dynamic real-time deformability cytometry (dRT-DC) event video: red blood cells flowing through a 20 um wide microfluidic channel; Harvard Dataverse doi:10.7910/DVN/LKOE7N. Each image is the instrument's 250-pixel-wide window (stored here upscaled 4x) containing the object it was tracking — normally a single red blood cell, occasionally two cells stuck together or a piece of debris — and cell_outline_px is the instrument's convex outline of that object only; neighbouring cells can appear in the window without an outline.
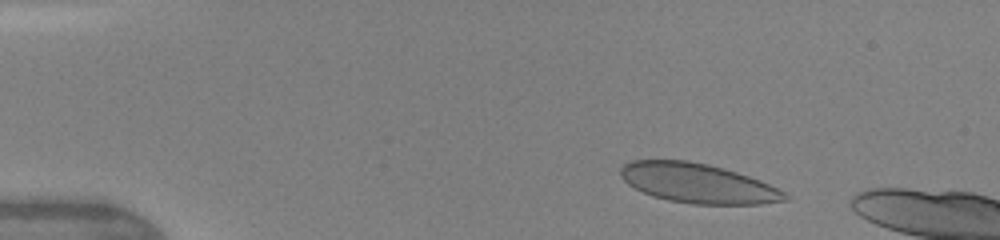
{"species": "human", "species_latin": "Homo sapiens", "temperature_condition": "warm", "stored_images_in_passage": 4, "camera_frame_rate_fps": 3000, "um_per_image_px": 0.085, "donor": {"sex": "female"}, "frame": {"image": 1, "passage_image": 2, "time_ms": 1.0, "image_size_px": [1000, 240], "cell_outline_px": [[788, 200], [760, 204], [692, 204], [668, 200], [652, 196], [628, 184], [620, 176], [620, 168], [624, 164], [632, 160], [688, 160], [708, 164], [736, 172], [760, 180], [784, 192], [788, 196]], "centroid_in_image_um": [59.29, 15.57], "position_along_channel_um": 25.7, "area_um2": 37.69}}